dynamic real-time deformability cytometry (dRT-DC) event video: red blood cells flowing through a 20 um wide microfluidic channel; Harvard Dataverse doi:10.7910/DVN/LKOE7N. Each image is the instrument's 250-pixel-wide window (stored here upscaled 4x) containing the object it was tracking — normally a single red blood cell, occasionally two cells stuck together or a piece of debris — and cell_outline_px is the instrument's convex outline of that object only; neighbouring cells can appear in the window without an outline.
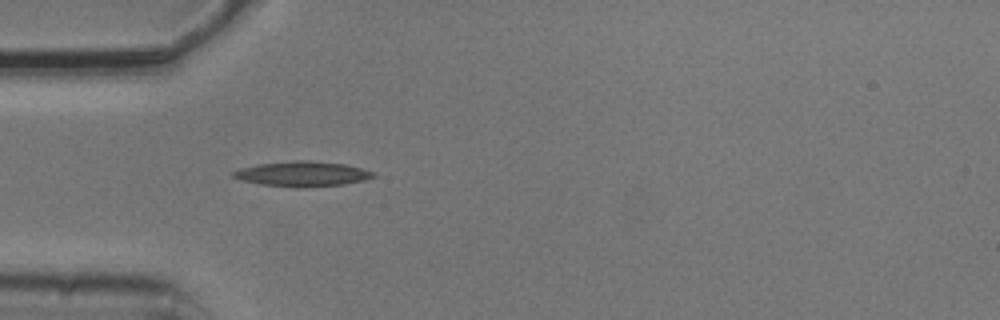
{"species": "common noctule bat (a hibernating species)", "species_latin": "Nyctalus noctula", "temperature_condition": "cold", "stored_images_in_passage": 4, "camera_frame_rate_fps": 3000, "um_per_image_px": 0.085, "animal": {"sex": "male", "body_mass_g": 20.5, "forearm_length_mm": 52.5}, "frame": {"image": 1, "passage_image": 4, "time_ms": 1.0, "image_size_px": [1000, 320], "cell_outline_px": [[376, 176], [364, 180], [344, 184], [304, 188], [260, 184], [244, 180], [232, 176], [232, 172], [240, 168], [260, 164], [292, 160], [308, 160], [344, 164], [376, 172]], "centroid_in_image_um": [25.74, 14.78], "position_along_channel_um": 59.3, "area_um2": 20.35}}